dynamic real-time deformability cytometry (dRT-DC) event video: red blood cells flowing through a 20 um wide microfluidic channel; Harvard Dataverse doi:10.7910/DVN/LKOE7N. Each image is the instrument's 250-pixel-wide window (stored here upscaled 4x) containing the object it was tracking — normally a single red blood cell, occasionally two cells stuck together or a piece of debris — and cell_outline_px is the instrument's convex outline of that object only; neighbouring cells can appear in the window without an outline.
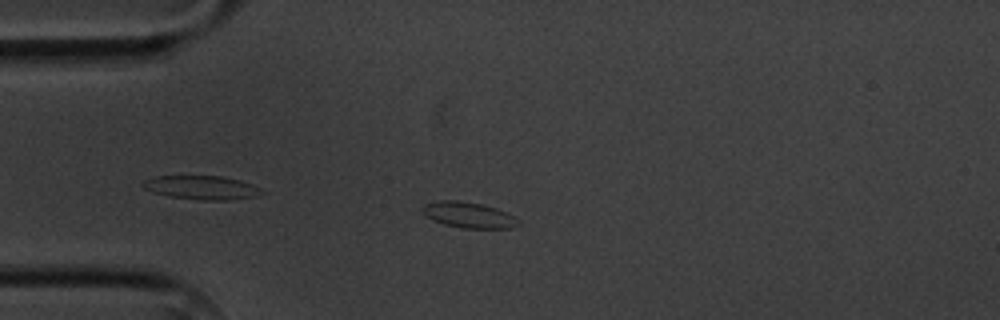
{"species": "common noctule bat (a hibernating species)", "species_latin": "Nyctalus noctula", "temperature_condition": "cold", "stored_images_in_passage": 1, "camera_frame_rate_fps": 3000, "um_per_image_px": 0.085, "animal": {"sex": "male", "body_mass_g": 20.1, "forearm_length_mm": 53.5}, "frame": {"image": 1, "passage_image": 1, "time_ms": 0.0, "image_size_px": [1000, 320], "cell_outline_px": [[520, 224], [512, 228], [460, 228], [444, 224], [432, 220], [420, 208], [424, 204], [440, 200], [456, 200], [480, 204], [496, 208], [520, 220]], "centroid_in_image_um": [39.82, 18.28], "position_along_channel_um": 45.2, "area_um2": 14.28}}